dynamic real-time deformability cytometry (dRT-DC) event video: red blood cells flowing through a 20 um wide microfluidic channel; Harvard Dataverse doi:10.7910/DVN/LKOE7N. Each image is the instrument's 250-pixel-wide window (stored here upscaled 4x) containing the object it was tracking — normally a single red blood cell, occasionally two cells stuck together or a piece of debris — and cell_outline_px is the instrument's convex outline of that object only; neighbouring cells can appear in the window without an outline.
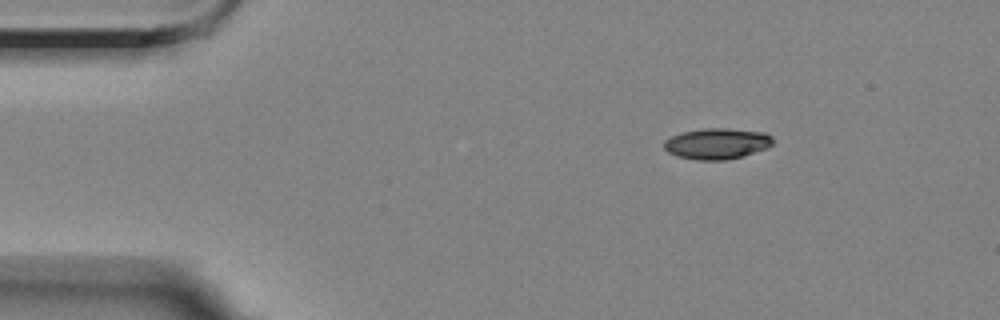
{"species": "Egyptian fruit bat (a non-hibernating species)", "species_latin": "Rousettus aegyptiacus", "temperature_condition": "room temperature", "stored_images_in_passage": 9, "camera_frame_rate_fps": 3000, "um_per_image_px": 0.085, "animal": {"sex": "female"}, "frame": {"image": 1, "passage_image": 1, "time_ms": 0.0, "image_size_px": [1000, 320], "cell_outline_px": [[772, 144], [768, 148], [744, 156], [728, 160], [696, 160], [676, 156], [668, 152], [664, 148], [664, 140], [672, 136], [684, 132], [704, 128], [728, 128], [764, 132], [772, 136]], "centroid_in_image_um": [60.96, 12.22], "position_along_channel_um": 24.0, "area_um2": 19.77}}
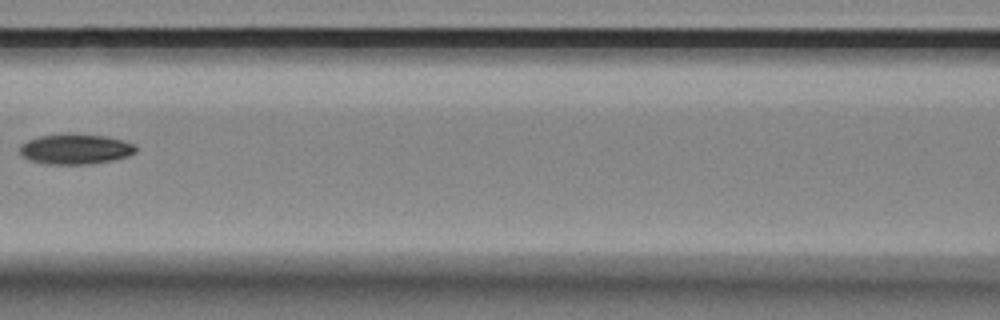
{"frame": {"image": 2, "passage_image": 6, "time_ms": 5.667, "image_size_px": [1000, 320], "cell_outline_px": [[136, 152], [128, 156], [112, 160], [92, 164], [48, 164], [28, 160], [20, 156], [20, 144], [28, 140], [40, 136], [104, 136], [124, 140], [132, 144], [136, 148]], "centroid_in_image_um": [6.39, 12.72], "position_along_channel_um": 160.2, "area_um2": 19.83}}
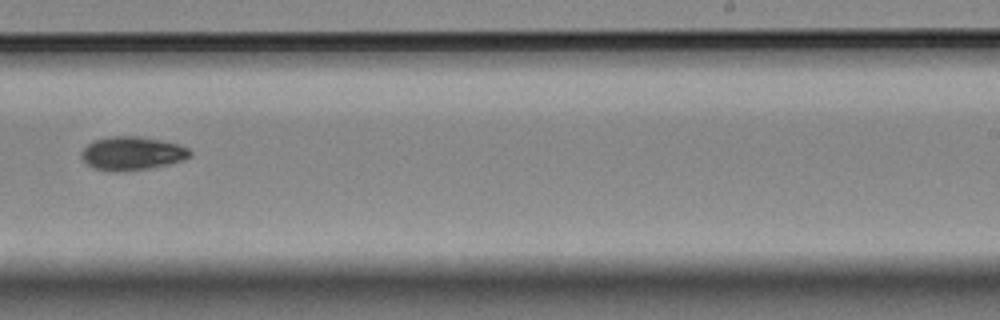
{"frame": {"image": 3, "passage_image": 9, "time_ms": 9.0, "image_size_px": [1000, 320], "cell_outline_px": [[192, 156], [156, 168], [124, 172], [112, 172], [92, 168], [80, 156], [80, 152], [88, 144], [96, 140], [108, 136], [140, 136], [160, 140], [176, 144], [188, 148], [192, 152]], "centroid_in_image_um": [11.21, 13.06], "position_along_channel_um": 277.8, "area_um2": 21.44}}